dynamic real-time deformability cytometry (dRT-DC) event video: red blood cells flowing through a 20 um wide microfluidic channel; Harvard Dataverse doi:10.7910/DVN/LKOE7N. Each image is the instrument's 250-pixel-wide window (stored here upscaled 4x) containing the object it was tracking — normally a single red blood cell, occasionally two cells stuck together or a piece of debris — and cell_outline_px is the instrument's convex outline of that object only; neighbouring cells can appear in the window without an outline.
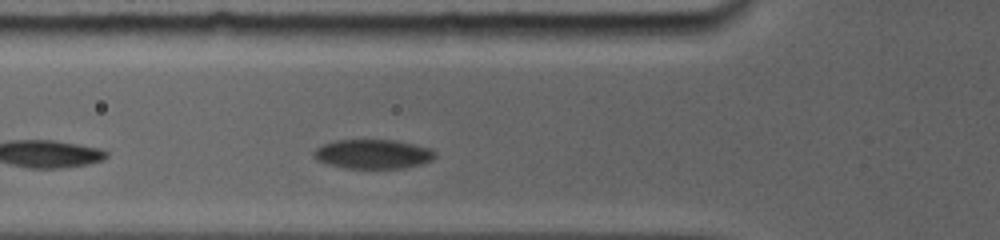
{"species": "common noctule bat (a hibernating species)", "species_latin": "Nyctalus noctula", "temperature_condition": "room temperature", "stored_images_in_passage": 21, "camera_frame_rate_fps": 5000, "um_per_image_px": 0.085, "animal": {"sex": "female", "body_mass_g": 19.0, "forearm_length_mm": 56.7}, "frame": {"image": 1, "passage_image": 10, "time_ms": 1.8, "image_size_px": [1000, 240], "cell_outline_px": [[436, 156], [432, 160], [420, 164], [404, 168], [344, 168], [328, 164], [316, 160], [312, 156], [312, 152], [316, 148], [324, 144], [336, 140], [392, 140], [412, 144], [428, 148], [436, 152]], "centroid_in_image_um": [31.66, 13.1], "position_along_channel_um": 94.1, "area_um2": 20.63}}